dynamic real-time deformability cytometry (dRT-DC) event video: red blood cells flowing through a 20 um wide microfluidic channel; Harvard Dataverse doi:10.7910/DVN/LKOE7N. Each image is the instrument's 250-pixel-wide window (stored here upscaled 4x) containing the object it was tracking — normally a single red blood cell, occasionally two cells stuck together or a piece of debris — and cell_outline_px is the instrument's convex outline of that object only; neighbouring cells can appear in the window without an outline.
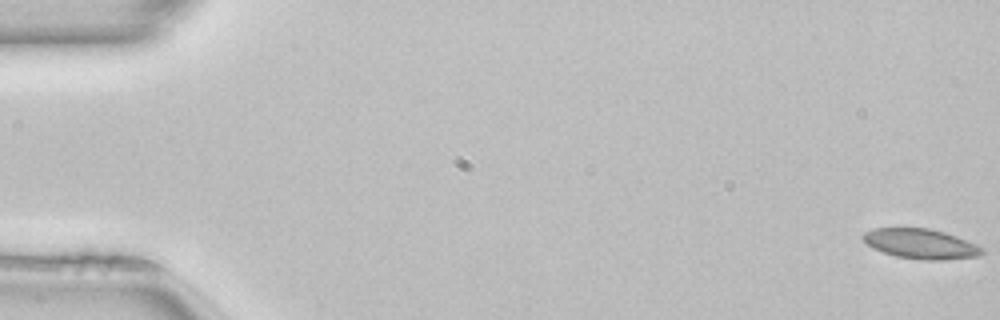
{"species": "common noctule bat (a hibernating species)", "species_latin": "Nyctalus noctula", "temperature_condition": "room temperature", "stored_images_in_passage": 52, "camera_frame_rate_fps": 3000, "um_per_image_px": 0.085, "animal": {"sex": "female", "body_mass_g": 22.7, "forearm_length_mm": 54.2}, "frame": {"image": 1, "passage_image": 1, "time_ms": 0.0, "image_size_px": [1000, 320], "cell_outline_px": [[984, 252], [980, 256], [940, 260], [928, 260], [896, 256], [884, 252], [868, 244], [860, 236], [864, 232], [872, 228], [928, 228], [944, 232], [956, 236], [976, 244], [984, 248]], "centroid_in_image_um": [78.29, 20.71], "position_along_channel_um": 6.7, "area_um2": 20.58}}
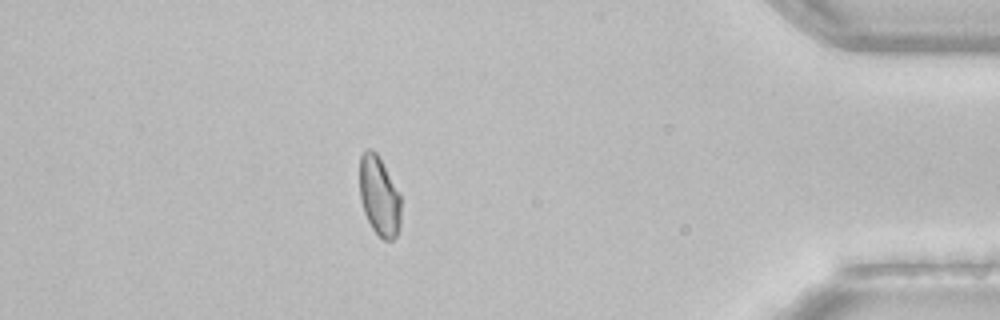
{"frame": {"image": 2, "passage_image": 45, "time_ms": 14.667, "image_size_px": [1000, 320], "cell_outline_px": [[400, 224], [396, 236], [392, 240], [384, 240], [372, 228], [364, 212], [360, 200], [360, 156], [368, 148], [372, 148], [376, 152], [400, 192]], "centroid_in_image_um": [32.23, 16.65], "position_along_channel_um": 403.0, "area_um2": 19.13}, "authors_computed_cell_mechanics": {"area_um2": 20.5768, "velocity_mm_per_s": 4.0579, "shape_relaxation_time_tau1_ms": null, "shape_relaxation_time_tau2_ms": 7.2534, "deformation_change_tau1": null, "deformation_change_tau2": 0.0673}}